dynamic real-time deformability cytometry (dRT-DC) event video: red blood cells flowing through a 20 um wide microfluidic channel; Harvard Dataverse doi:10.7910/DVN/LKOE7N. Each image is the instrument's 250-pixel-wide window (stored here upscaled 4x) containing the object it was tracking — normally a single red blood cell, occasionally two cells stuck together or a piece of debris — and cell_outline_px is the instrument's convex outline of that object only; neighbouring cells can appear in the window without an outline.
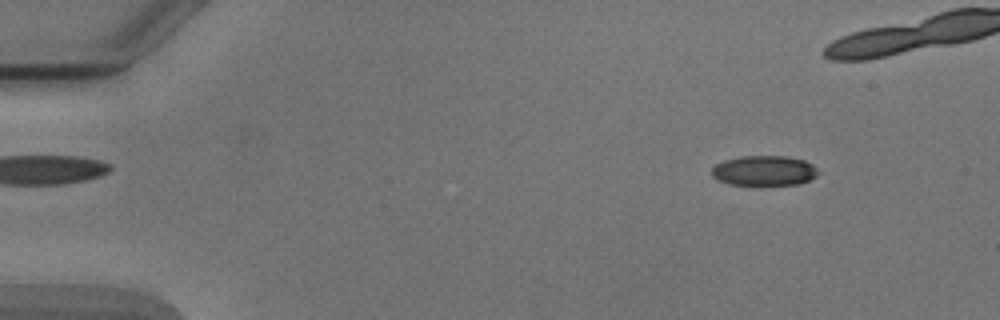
{"species": "Egyptian fruit bat (a non-hibernating species)", "species_latin": "Rousettus aegyptiacus", "temperature_condition": "cold", "stored_images_in_passage": 7, "camera_frame_rate_fps": 3000, "um_per_image_px": 0.085, "animal": {"sex": "male"}, "frame": {"image": 1, "passage_image": 1, "time_ms": 0.0, "image_size_px": [1000, 320], "cell_outline_px": [[820, 172], [816, 176], [808, 180], [796, 184], [732, 184], [720, 180], [712, 176], [712, 168], [716, 164], [724, 160], [740, 156], [788, 156], [804, 160], [812, 164]], "centroid_in_image_um": [64.97, 14.48], "position_along_channel_um": 20.0, "area_um2": 18.38}}
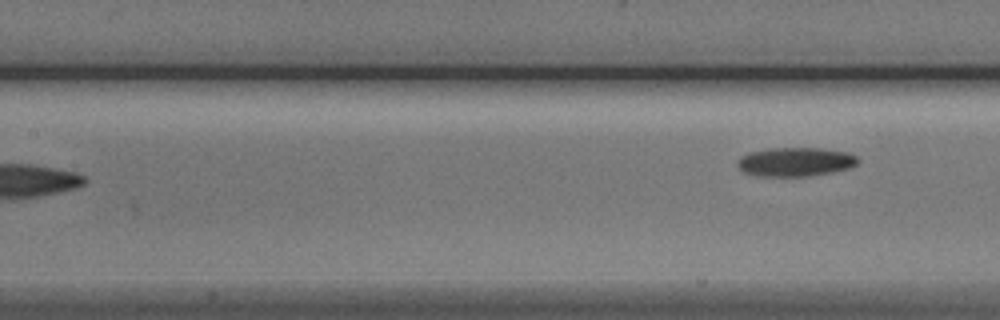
{"frame": {"image": 2, "passage_image": 7, "time_ms": 7.333, "image_size_px": [1000, 320], "cell_outline_px": [[860, 160], [852, 168], [832, 172], [808, 176], [756, 176], [744, 172], [736, 164], [736, 160], [740, 156], [748, 152], [768, 148], [824, 148], [848, 152], [856, 156]], "centroid_in_image_um": [67.6, 13.75], "position_along_channel_um": 139.8, "area_um2": 20.63}}